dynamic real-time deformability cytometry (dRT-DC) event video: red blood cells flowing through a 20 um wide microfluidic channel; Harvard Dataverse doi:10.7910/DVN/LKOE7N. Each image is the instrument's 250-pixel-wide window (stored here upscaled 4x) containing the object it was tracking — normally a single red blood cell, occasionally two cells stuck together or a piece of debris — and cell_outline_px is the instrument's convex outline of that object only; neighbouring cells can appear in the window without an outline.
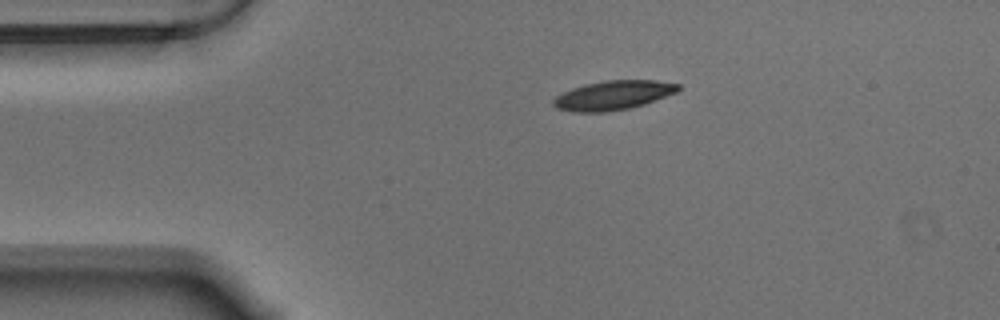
{"species": "Egyptian fruit bat (a non-hibernating species)", "species_latin": "Rousettus aegyptiacus", "temperature_condition": "warm", "stored_images_in_passage": 38, "camera_frame_rate_fps": 3000, "um_per_image_px": 0.085, "animal": {"sex": "male"}, "frame": {"image": 1, "passage_image": 1, "time_ms": 0.0, "image_size_px": [1000, 320], "cell_outline_px": [[680, 88], [676, 92], [644, 104], [628, 108], [604, 112], [572, 112], [556, 108], [552, 104], [552, 100], [556, 96], [572, 88], [584, 84], [604, 80], [656, 80], [680, 84]], "centroid_in_image_um": [52.09, 8.09], "position_along_channel_um": 32.9, "area_um2": 21.21}}
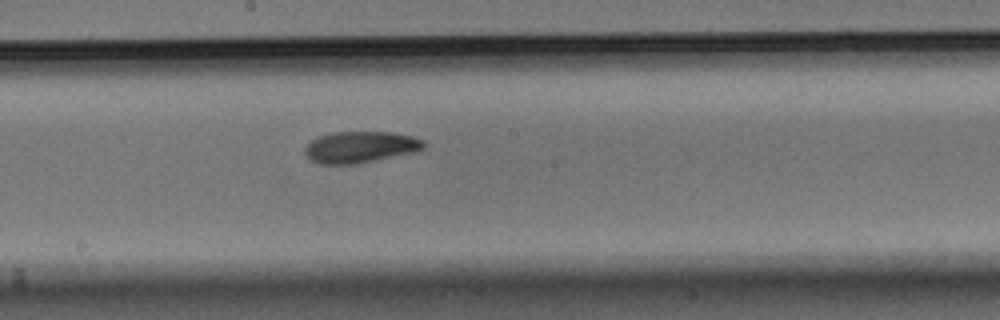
{"frame": {"image": 2, "passage_image": 20, "time_ms": 6.333, "image_size_px": [1000, 320], "cell_outline_px": [[424, 148], [412, 152], [360, 164], [320, 164], [312, 160], [304, 152], [304, 148], [312, 140], [320, 136], [332, 132], [392, 132], [412, 136], [424, 140]], "centroid_in_image_um": [30.62, 12.5], "position_along_channel_um": 217.6, "area_um2": 21.68}}
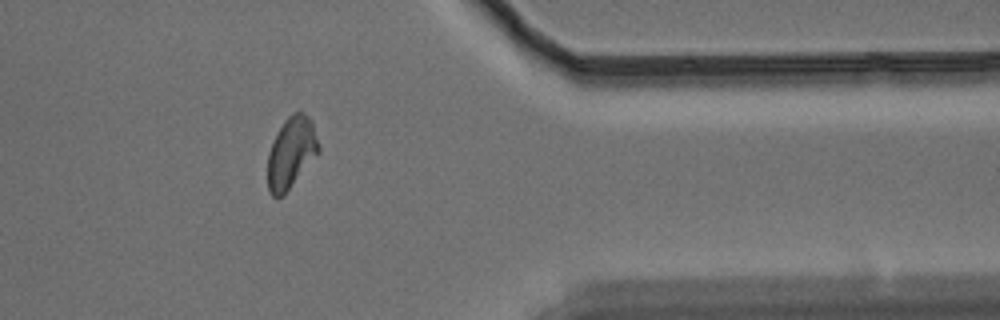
{"frame": {"image": 3, "passage_image": 36, "time_ms": 11.667, "image_size_px": [1000, 320], "cell_outline_px": [[320, 152], [284, 196], [272, 196], [268, 192], [268, 152], [284, 120], [292, 112], [304, 112], [312, 120], [320, 148]], "centroid_in_image_um": [24.77, 12.99], "position_along_channel_um": 386.6, "area_um2": 21.27}, "authors_computed_cell_mechanics": {"area_um2": 21.5016, "velocity_mm_per_s": 3.514, "shape_relaxation_time_tau1_ms": 6.7614, "shape_relaxation_time_tau2_ms": 4.9329, "deformation_change_tau1": 0.173, "deformation_change_tau2": 0.1078}}